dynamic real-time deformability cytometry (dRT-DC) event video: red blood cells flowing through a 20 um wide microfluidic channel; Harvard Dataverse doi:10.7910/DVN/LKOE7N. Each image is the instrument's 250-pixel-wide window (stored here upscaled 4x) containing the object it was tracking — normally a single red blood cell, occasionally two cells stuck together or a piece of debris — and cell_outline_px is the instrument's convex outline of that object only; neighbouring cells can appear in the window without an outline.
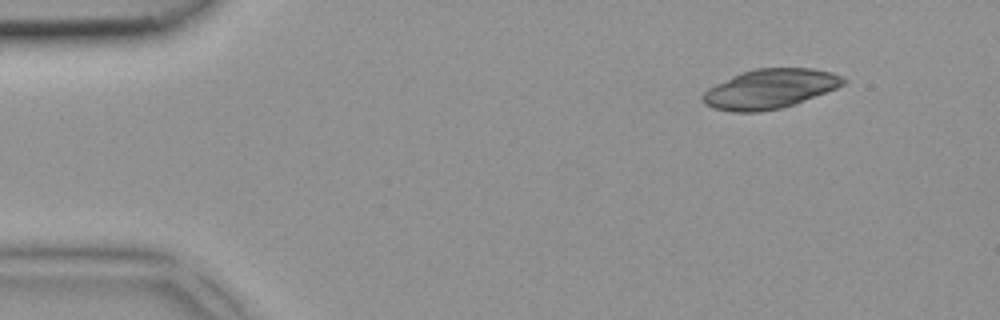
{"species": "common noctule bat (a hibernating species)", "species_latin": "Nyctalus noctula", "temperature_condition": "room temperature", "stored_images_in_passage": 3, "camera_frame_rate_fps": 3000, "um_per_image_px": 0.085, "animal": {"sex": "female", "body_mass_g": 18.4}, "frame": {"image": 1, "passage_image": 1, "time_ms": 0.0, "image_size_px": [1000, 320], "cell_outline_px": [[848, 80], [844, 84], [836, 88], [804, 100], [780, 108], [760, 112], [732, 112], [712, 108], [704, 104], [700, 100], [700, 96], [708, 88], [740, 72], [756, 68], [812, 68], [832, 72]], "centroid_in_image_um": [65.39, 7.55], "position_along_channel_um": 19.6, "area_um2": 32.31}}